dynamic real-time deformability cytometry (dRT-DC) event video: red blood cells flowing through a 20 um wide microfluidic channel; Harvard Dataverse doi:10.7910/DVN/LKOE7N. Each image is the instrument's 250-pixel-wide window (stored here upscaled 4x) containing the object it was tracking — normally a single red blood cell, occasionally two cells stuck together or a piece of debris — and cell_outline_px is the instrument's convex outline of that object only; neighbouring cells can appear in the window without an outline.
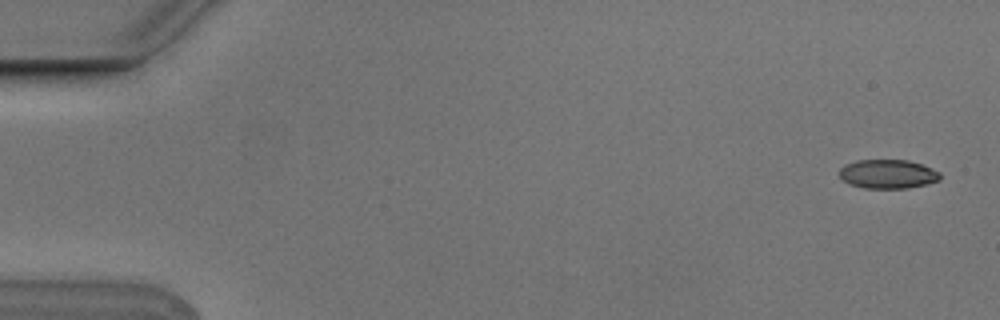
{"species": "Egyptian fruit bat (a non-hibernating species)", "species_latin": "Rousettus aegyptiacus", "temperature_condition": "cold", "stored_images_in_passage": 5, "camera_frame_rate_fps": 3000, "um_per_image_px": 0.085, "animal": {"sex": "male"}, "frame": {"image": 1, "passage_image": 1, "time_ms": 0.0, "image_size_px": [1000, 320], "cell_outline_px": [[940, 180], [908, 188], [864, 188], [848, 184], [840, 176], [840, 168], [844, 164], [856, 160], [908, 160], [920, 164], [940, 172]], "centroid_in_image_um": [75.43, 14.79], "position_along_channel_um": 9.6, "area_um2": 16.94}}
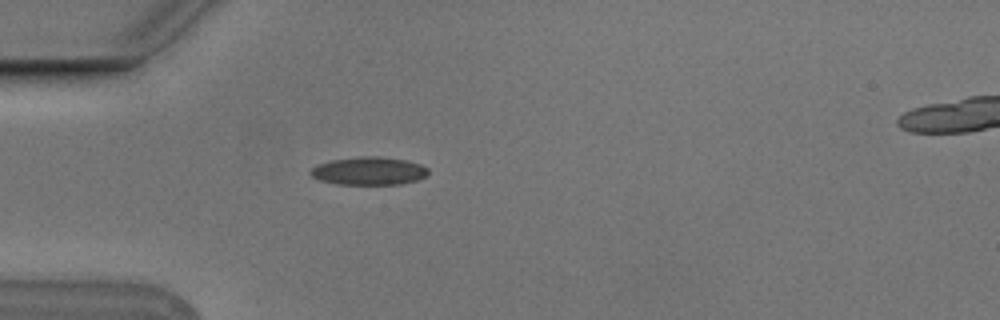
{"frame": {"image": 2, "passage_image": 5, "time_ms": 1.333, "image_size_px": [1000, 320], "cell_outline_px": [[428, 176], [416, 180], [400, 184], [336, 184], [320, 180], [312, 176], [308, 172], [316, 164], [332, 160], [360, 156], [380, 156], [404, 160], [420, 164], [428, 168]], "centroid_in_image_um": [31.34, 14.53], "position_along_channel_um": 53.7, "area_um2": 19.25}}